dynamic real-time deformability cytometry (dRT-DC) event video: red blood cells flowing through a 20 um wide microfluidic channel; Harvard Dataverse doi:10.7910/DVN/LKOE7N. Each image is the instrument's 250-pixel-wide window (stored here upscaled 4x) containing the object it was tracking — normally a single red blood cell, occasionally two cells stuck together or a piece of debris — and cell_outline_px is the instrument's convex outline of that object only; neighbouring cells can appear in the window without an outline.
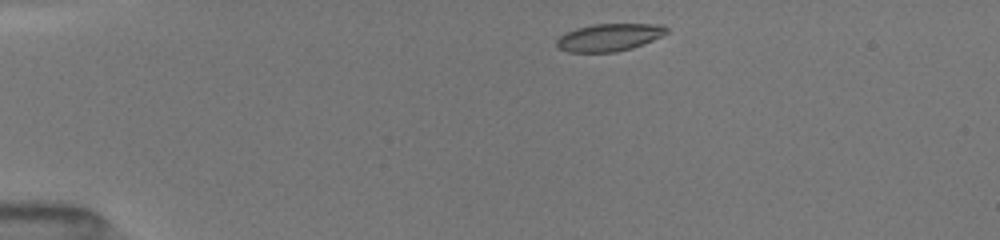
{"species": "common noctule bat (a hibernating species)", "species_latin": "Nyctalus noctula", "temperature_condition": "room temperature", "stored_images_in_passage": 6, "camera_frame_rate_fps": 3000, "um_per_image_px": 0.085, "animal": {"sex": "female", "body_mass_g": 19.5, "forearm_length_mm": 54.1}, "frame": {"image": 1, "passage_image": 1, "time_ms": 0.0, "image_size_px": [1000, 240], "cell_outline_px": [[668, 32], [652, 40], [632, 48], [616, 52], [568, 52], [560, 48], [556, 44], [556, 40], [560, 36], [576, 28], [592, 24], [664, 24], [668, 28]], "centroid_in_image_um": [51.79, 3.17], "position_along_channel_um": 33.2, "area_um2": 17.51}}